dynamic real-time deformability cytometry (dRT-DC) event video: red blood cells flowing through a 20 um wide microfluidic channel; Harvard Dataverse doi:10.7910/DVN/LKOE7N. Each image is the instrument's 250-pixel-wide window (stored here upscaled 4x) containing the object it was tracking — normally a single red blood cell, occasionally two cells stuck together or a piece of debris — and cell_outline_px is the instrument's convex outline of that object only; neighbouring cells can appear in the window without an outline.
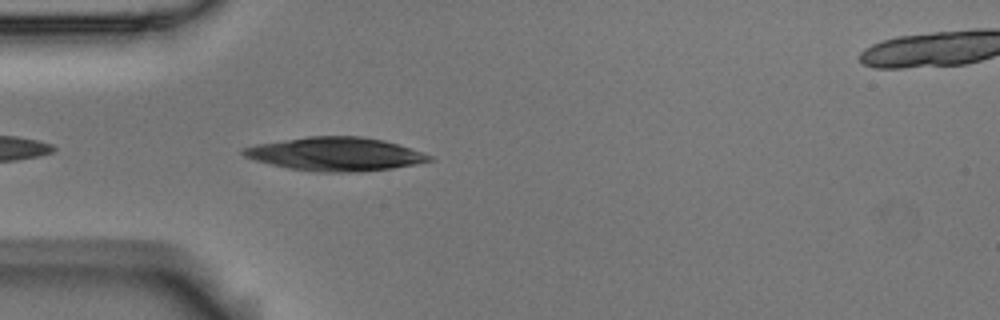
{"species": "Egyptian fruit bat (a non-hibernating species)", "species_latin": "Rousettus aegyptiacus", "temperature_condition": "room temperature", "stored_images_in_passage": 26, "camera_frame_rate_fps": 3000, "um_per_image_px": 0.085, "animal": {"sex": "male"}, "frame": {"image": 1, "passage_image": 3, "time_ms": 0.667, "image_size_px": [1000, 320], "cell_outline_px": [[432, 160], [392, 168], [360, 172], [320, 172], [288, 168], [256, 160], [244, 156], [240, 152], [244, 148], [256, 144], [308, 136], [360, 136], [384, 140], [432, 156]], "centroid_in_image_um": [28.47, 13.09], "position_along_channel_um": 56.5, "area_um2": 35.84}}
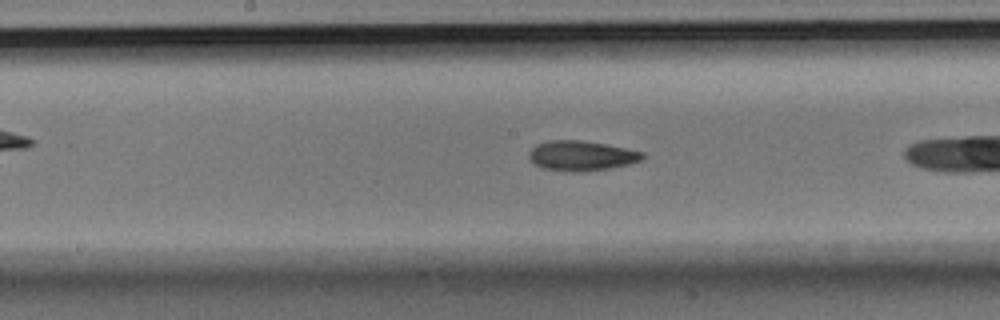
{"frame": {"image": 2, "passage_image": 12, "time_ms": 3.667, "image_size_px": [1000, 320], "cell_outline_px": [[644, 160], [628, 164], [608, 168], [584, 172], [572, 172], [544, 168], [536, 164], [528, 156], [528, 152], [536, 144], [548, 140], [580, 140], [604, 144], [644, 152]], "centroid_in_image_um": [49.42, 13.23], "position_along_channel_um": 198.8, "area_um2": 19.71}}
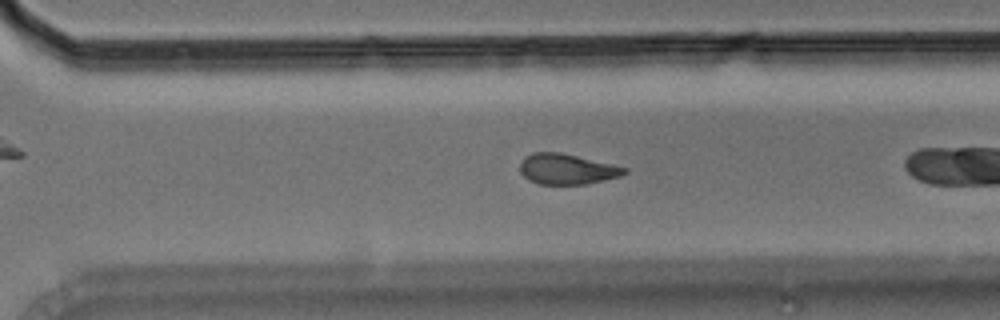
{"frame": {"image": 3, "passage_image": 22, "time_ms": 7.0, "image_size_px": [1000, 320], "cell_outline_px": [[628, 172], [620, 176], [588, 184], [540, 184], [528, 180], [520, 172], [520, 160], [524, 156], [532, 152], [560, 152], [612, 164], [628, 168]], "centroid_in_image_um": [48.16, 14.37], "position_along_channel_um": 322.4, "area_um2": 18.67}}